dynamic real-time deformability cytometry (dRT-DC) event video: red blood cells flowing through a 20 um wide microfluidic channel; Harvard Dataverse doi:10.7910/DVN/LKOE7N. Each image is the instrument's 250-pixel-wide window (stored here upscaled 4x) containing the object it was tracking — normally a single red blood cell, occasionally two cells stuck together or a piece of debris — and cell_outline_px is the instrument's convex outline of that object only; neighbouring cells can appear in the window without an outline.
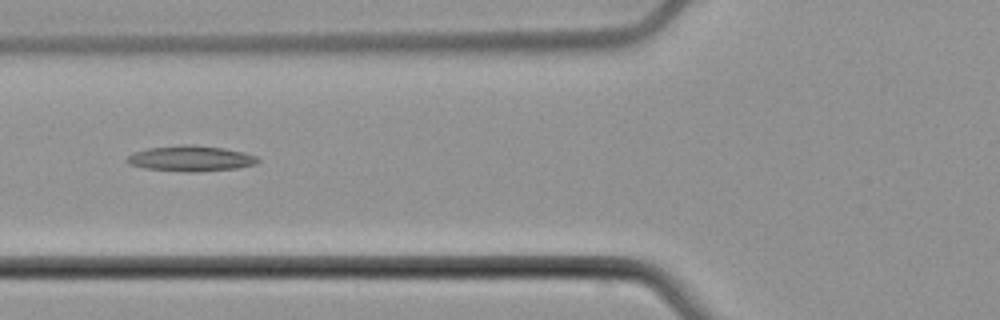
{"species": "common noctule bat (a hibernating species)", "species_latin": "Nyctalus noctula", "temperature_condition": "cold", "stored_images_in_passage": 4, "camera_frame_rate_fps": 3000, "um_per_image_px": 0.085, "animal": {"sex": "male", "body_mass_g": 21.5, "forearm_length_mm": 52.0}, "frame": {"image": 1, "passage_image": 4, "time_ms": 4.333, "image_size_px": [1000, 320], "cell_outline_px": [[260, 160], [256, 164], [236, 168], [196, 172], [184, 172], [144, 168], [128, 164], [124, 160], [128, 156], [136, 152], [148, 148], [184, 144], [192, 144], [224, 148], [244, 152], [256, 156]], "centroid_in_image_um": [16.21, 13.47], "position_along_channel_um": 109.6, "area_um2": 19.59}}